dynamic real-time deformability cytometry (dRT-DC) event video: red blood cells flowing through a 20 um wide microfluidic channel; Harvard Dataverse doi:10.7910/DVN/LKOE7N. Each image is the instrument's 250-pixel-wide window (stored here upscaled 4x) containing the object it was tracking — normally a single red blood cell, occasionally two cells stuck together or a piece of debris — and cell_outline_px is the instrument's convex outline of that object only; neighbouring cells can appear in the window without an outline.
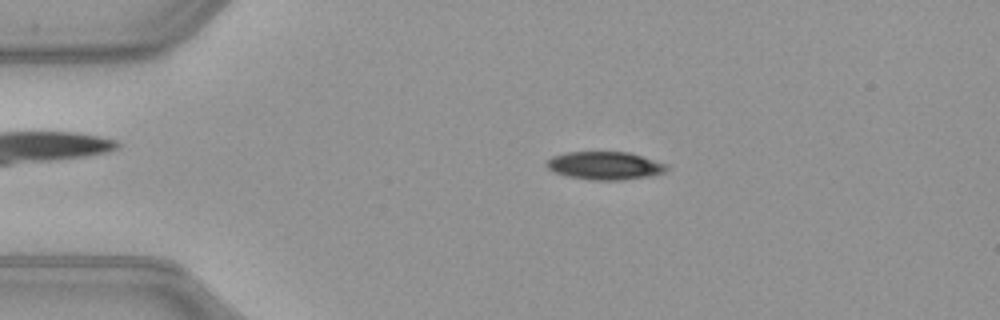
{"species": "common noctule bat (a hibernating species)", "species_latin": "Nyctalus noctula", "temperature_condition": "warm", "stored_images_in_passage": 43, "camera_frame_rate_fps": 3000, "um_per_image_px": 0.085, "animal": {"sex": "female", "body_mass_g": 21.9}, "frame": {"image": 1, "passage_image": 3, "time_ms": 0.667, "image_size_px": [1000, 320], "cell_outline_px": [[668, 168], [664, 172], [652, 176], [620, 180], [592, 180], [568, 176], [556, 172], [548, 168], [544, 164], [552, 156], [568, 152], [628, 152], [664, 164]], "centroid_in_image_um": [51.38, 14.08], "position_along_channel_um": 33.6, "area_um2": 19.31}}
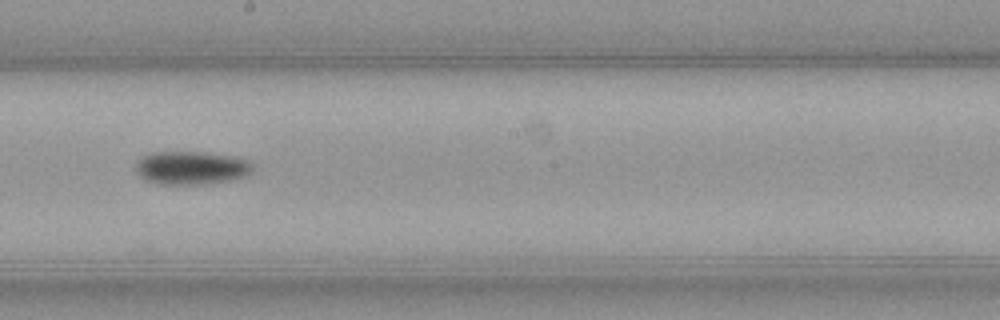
{"frame": {"image": 2, "passage_image": 21, "time_ms": 6.667, "image_size_px": [1000, 320], "cell_outline_px": [[252, 172], [244, 176], [228, 180], [204, 184], [160, 184], [144, 180], [136, 172], [136, 164], [144, 156], [152, 152], [208, 152], [236, 156], [248, 160], [252, 164]], "centroid_in_image_um": [16.27, 14.26], "position_along_channel_um": 231.9, "area_um2": 22.72}}
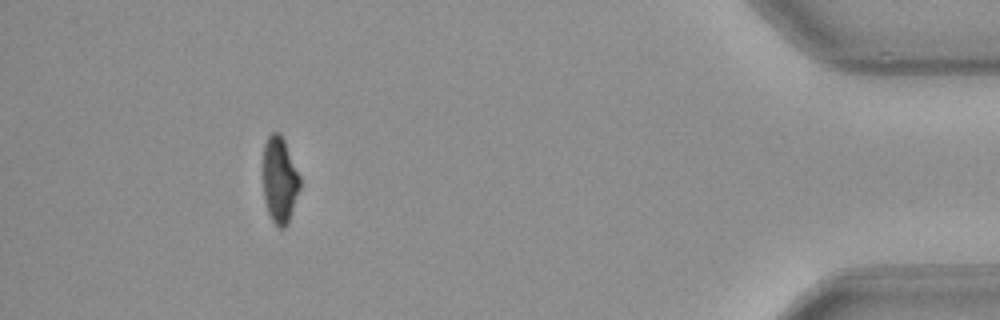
{"frame": {"image": 3, "passage_image": 39, "time_ms": 12.667, "image_size_px": [1000, 320], "cell_outline_px": [[300, 188], [288, 224], [284, 228], [280, 228], [272, 220], [268, 212], [264, 196], [264, 144], [268, 136], [272, 132], [280, 132], [284, 140], [300, 176]], "centroid_in_image_um": [23.78, 15.29], "position_along_channel_um": 411.4, "area_um2": 18.32}, "authors_computed_cell_mechanics": {"area_um2": 20.6924, "velocity_mm_per_s": 4.0341, "shape_relaxation_time_tau1_ms": 6.4238, "shape_relaxation_time_tau2_ms": null, "deformation_change_tau1": 0.1885, "deformation_change_tau2": null}}